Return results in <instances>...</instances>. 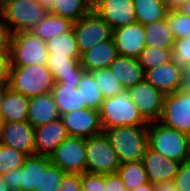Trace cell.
Wrapping results in <instances>:
<instances>
[{"mask_svg": "<svg viewBox=\"0 0 190 191\" xmlns=\"http://www.w3.org/2000/svg\"><path fill=\"white\" fill-rule=\"evenodd\" d=\"M121 163L142 160L148 147V124L126 125L103 131Z\"/></svg>", "mask_w": 190, "mask_h": 191, "instance_id": "1", "label": "cell"}, {"mask_svg": "<svg viewBox=\"0 0 190 191\" xmlns=\"http://www.w3.org/2000/svg\"><path fill=\"white\" fill-rule=\"evenodd\" d=\"M148 147L180 163L190 160V136L159 121L148 124Z\"/></svg>", "mask_w": 190, "mask_h": 191, "instance_id": "2", "label": "cell"}, {"mask_svg": "<svg viewBox=\"0 0 190 191\" xmlns=\"http://www.w3.org/2000/svg\"><path fill=\"white\" fill-rule=\"evenodd\" d=\"M99 115L103 131L119 126L149 124L131 100L128 89H124L118 95L105 98Z\"/></svg>", "mask_w": 190, "mask_h": 191, "instance_id": "3", "label": "cell"}, {"mask_svg": "<svg viewBox=\"0 0 190 191\" xmlns=\"http://www.w3.org/2000/svg\"><path fill=\"white\" fill-rule=\"evenodd\" d=\"M7 81L9 88L28 98L50 93L55 83L46 65L34 64L23 67H9Z\"/></svg>", "mask_w": 190, "mask_h": 191, "instance_id": "4", "label": "cell"}, {"mask_svg": "<svg viewBox=\"0 0 190 191\" xmlns=\"http://www.w3.org/2000/svg\"><path fill=\"white\" fill-rule=\"evenodd\" d=\"M48 54L46 41L32 32L22 31L11 35L9 67L46 65Z\"/></svg>", "mask_w": 190, "mask_h": 191, "instance_id": "5", "label": "cell"}, {"mask_svg": "<svg viewBox=\"0 0 190 191\" xmlns=\"http://www.w3.org/2000/svg\"><path fill=\"white\" fill-rule=\"evenodd\" d=\"M50 164L49 156H27L22 167L3 174L5 183L11 191H40L44 172Z\"/></svg>", "mask_w": 190, "mask_h": 191, "instance_id": "6", "label": "cell"}, {"mask_svg": "<svg viewBox=\"0 0 190 191\" xmlns=\"http://www.w3.org/2000/svg\"><path fill=\"white\" fill-rule=\"evenodd\" d=\"M86 172L91 174H114L120 161L104 132L85 138Z\"/></svg>", "mask_w": 190, "mask_h": 191, "instance_id": "7", "label": "cell"}, {"mask_svg": "<svg viewBox=\"0 0 190 191\" xmlns=\"http://www.w3.org/2000/svg\"><path fill=\"white\" fill-rule=\"evenodd\" d=\"M0 13L11 33L30 31L48 13L38 0H15Z\"/></svg>", "mask_w": 190, "mask_h": 191, "instance_id": "8", "label": "cell"}, {"mask_svg": "<svg viewBox=\"0 0 190 191\" xmlns=\"http://www.w3.org/2000/svg\"><path fill=\"white\" fill-rule=\"evenodd\" d=\"M73 30L80 55L113 35L112 28L93 10L74 22Z\"/></svg>", "mask_w": 190, "mask_h": 191, "instance_id": "9", "label": "cell"}, {"mask_svg": "<svg viewBox=\"0 0 190 191\" xmlns=\"http://www.w3.org/2000/svg\"><path fill=\"white\" fill-rule=\"evenodd\" d=\"M50 160L65 173H85V138L68 136L50 155Z\"/></svg>", "mask_w": 190, "mask_h": 191, "instance_id": "10", "label": "cell"}, {"mask_svg": "<svg viewBox=\"0 0 190 191\" xmlns=\"http://www.w3.org/2000/svg\"><path fill=\"white\" fill-rule=\"evenodd\" d=\"M159 122L190 136V99L182 90L165 95Z\"/></svg>", "mask_w": 190, "mask_h": 191, "instance_id": "11", "label": "cell"}, {"mask_svg": "<svg viewBox=\"0 0 190 191\" xmlns=\"http://www.w3.org/2000/svg\"><path fill=\"white\" fill-rule=\"evenodd\" d=\"M131 100L148 121H159L163 112L165 95L145 79L128 89Z\"/></svg>", "mask_w": 190, "mask_h": 191, "instance_id": "12", "label": "cell"}, {"mask_svg": "<svg viewBox=\"0 0 190 191\" xmlns=\"http://www.w3.org/2000/svg\"><path fill=\"white\" fill-rule=\"evenodd\" d=\"M93 11L112 30L136 22L133 0H93Z\"/></svg>", "mask_w": 190, "mask_h": 191, "instance_id": "13", "label": "cell"}, {"mask_svg": "<svg viewBox=\"0 0 190 191\" xmlns=\"http://www.w3.org/2000/svg\"><path fill=\"white\" fill-rule=\"evenodd\" d=\"M69 136L89 138L103 132L99 110H73L60 115Z\"/></svg>", "mask_w": 190, "mask_h": 191, "instance_id": "14", "label": "cell"}, {"mask_svg": "<svg viewBox=\"0 0 190 191\" xmlns=\"http://www.w3.org/2000/svg\"><path fill=\"white\" fill-rule=\"evenodd\" d=\"M188 76L189 74L178 67L173 60L145 71V80L164 95L181 90Z\"/></svg>", "mask_w": 190, "mask_h": 191, "instance_id": "15", "label": "cell"}, {"mask_svg": "<svg viewBox=\"0 0 190 191\" xmlns=\"http://www.w3.org/2000/svg\"><path fill=\"white\" fill-rule=\"evenodd\" d=\"M34 132L35 128L28 121L5 122L0 144L27 156L35 155Z\"/></svg>", "mask_w": 190, "mask_h": 191, "instance_id": "16", "label": "cell"}, {"mask_svg": "<svg viewBox=\"0 0 190 191\" xmlns=\"http://www.w3.org/2000/svg\"><path fill=\"white\" fill-rule=\"evenodd\" d=\"M112 37L121 56L138 58L146 46L144 25L139 22L114 29Z\"/></svg>", "mask_w": 190, "mask_h": 191, "instance_id": "17", "label": "cell"}, {"mask_svg": "<svg viewBox=\"0 0 190 191\" xmlns=\"http://www.w3.org/2000/svg\"><path fill=\"white\" fill-rule=\"evenodd\" d=\"M148 181L152 184L175 179L180 162L170 160L149 147L142 158Z\"/></svg>", "mask_w": 190, "mask_h": 191, "instance_id": "18", "label": "cell"}, {"mask_svg": "<svg viewBox=\"0 0 190 191\" xmlns=\"http://www.w3.org/2000/svg\"><path fill=\"white\" fill-rule=\"evenodd\" d=\"M69 136L61 118L35 128V155L49 156Z\"/></svg>", "mask_w": 190, "mask_h": 191, "instance_id": "19", "label": "cell"}, {"mask_svg": "<svg viewBox=\"0 0 190 191\" xmlns=\"http://www.w3.org/2000/svg\"><path fill=\"white\" fill-rule=\"evenodd\" d=\"M46 66L52 74L54 82L64 85H78L85 72L80 64V58H66L48 54Z\"/></svg>", "mask_w": 190, "mask_h": 191, "instance_id": "20", "label": "cell"}, {"mask_svg": "<svg viewBox=\"0 0 190 191\" xmlns=\"http://www.w3.org/2000/svg\"><path fill=\"white\" fill-rule=\"evenodd\" d=\"M118 56L113 37L101 42L80 55V64L85 71L109 68Z\"/></svg>", "mask_w": 190, "mask_h": 191, "instance_id": "21", "label": "cell"}, {"mask_svg": "<svg viewBox=\"0 0 190 191\" xmlns=\"http://www.w3.org/2000/svg\"><path fill=\"white\" fill-rule=\"evenodd\" d=\"M58 118H60V114L51 92L30 98L27 121L34 128Z\"/></svg>", "mask_w": 190, "mask_h": 191, "instance_id": "22", "label": "cell"}, {"mask_svg": "<svg viewBox=\"0 0 190 191\" xmlns=\"http://www.w3.org/2000/svg\"><path fill=\"white\" fill-rule=\"evenodd\" d=\"M109 69L124 89H129L145 79V72L138 58L118 55Z\"/></svg>", "mask_w": 190, "mask_h": 191, "instance_id": "23", "label": "cell"}, {"mask_svg": "<svg viewBox=\"0 0 190 191\" xmlns=\"http://www.w3.org/2000/svg\"><path fill=\"white\" fill-rule=\"evenodd\" d=\"M29 100L30 98L22 93L8 88L1 106L0 117L5 122L27 121Z\"/></svg>", "mask_w": 190, "mask_h": 191, "instance_id": "24", "label": "cell"}, {"mask_svg": "<svg viewBox=\"0 0 190 191\" xmlns=\"http://www.w3.org/2000/svg\"><path fill=\"white\" fill-rule=\"evenodd\" d=\"M51 93L60 115L73 110L87 108L86 105H82V97L81 92L78 91V85H64L57 82L54 83Z\"/></svg>", "mask_w": 190, "mask_h": 191, "instance_id": "25", "label": "cell"}, {"mask_svg": "<svg viewBox=\"0 0 190 191\" xmlns=\"http://www.w3.org/2000/svg\"><path fill=\"white\" fill-rule=\"evenodd\" d=\"M73 21L60 15L48 12L44 18L37 23L31 30L34 35L44 41L55 38L73 28Z\"/></svg>", "mask_w": 190, "mask_h": 191, "instance_id": "26", "label": "cell"}, {"mask_svg": "<svg viewBox=\"0 0 190 191\" xmlns=\"http://www.w3.org/2000/svg\"><path fill=\"white\" fill-rule=\"evenodd\" d=\"M136 22L142 25L166 18L169 10L165 0H133Z\"/></svg>", "mask_w": 190, "mask_h": 191, "instance_id": "27", "label": "cell"}, {"mask_svg": "<svg viewBox=\"0 0 190 191\" xmlns=\"http://www.w3.org/2000/svg\"><path fill=\"white\" fill-rule=\"evenodd\" d=\"M92 10L93 0H54L48 12L76 22Z\"/></svg>", "mask_w": 190, "mask_h": 191, "instance_id": "28", "label": "cell"}, {"mask_svg": "<svg viewBox=\"0 0 190 191\" xmlns=\"http://www.w3.org/2000/svg\"><path fill=\"white\" fill-rule=\"evenodd\" d=\"M146 46L173 50L175 38L171 34L166 18L144 25Z\"/></svg>", "mask_w": 190, "mask_h": 191, "instance_id": "29", "label": "cell"}, {"mask_svg": "<svg viewBox=\"0 0 190 191\" xmlns=\"http://www.w3.org/2000/svg\"><path fill=\"white\" fill-rule=\"evenodd\" d=\"M46 47L48 53L53 54V56L80 58L73 28L66 33L46 41Z\"/></svg>", "mask_w": 190, "mask_h": 191, "instance_id": "30", "label": "cell"}, {"mask_svg": "<svg viewBox=\"0 0 190 191\" xmlns=\"http://www.w3.org/2000/svg\"><path fill=\"white\" fill-rule=\"evenodd\" d=\"M117 173L121 177L127 191H132L138 186L149 182L142 160L121 163Z\"/></svg>", "mask_w": 190, "mask_h": 191, "instance_id": "31", "label": "cell"}, {"mask_svg": "<svg viewBox=\"0 0 190 191\" xmlns=\"http://www.w3.org/2000/svg\"><path fill=\"white\" fill-rule=\"evenodd\" d=\"M78 91L81 92L82 105H86L90 109L100 110L104 98L91 72L85 71L82 74Z\"/></svg>", "mask_w": 190, "mask_h": 191, "instance_id": "32", "label": "cell"}, {"mask_svg": "<svg viewBox=\"0 0 190 191\" xmlns=\"http://www.w3.org/2000/svg\"><path fill=\"white\" fill-rule=\"evenodd\" d=\"M91 73L104 99L118 95L124 90L123 85L109 68L97 69L91 71Z\"/></svg>", "mask_w": 190, "mask_h": 191, "instance_id": "33", "label": "cell"}, {"mask_svg": "<svg viewBox=\"0 0 190 191\" xmlns=\"http://www.w3.org/2000/svg\"><path fill=\"white\" fill-rule=\"evenodd\" d=\"M172 58V50L145 46L138 57V61L145 72L171 61Z\"/></svg>", "mask_w": 190, "mask_h": 191, "instance_id": "34", "label": "cell"}, {"mask_svg": "<svg viewBox=\"0 0 190 191\" xmlns=\"http://www.w3.org/2000/svg\"><path fill=\"white\" fill-rule=\"evenodd\" d=\"M166 23L175 40L190 37V16L178 9H169L166 14Z\"/></svg>", "mask_w": 190, "mask_h": 191, "instance_id": "35", "label": "cell"}, {"mask_svg": "<svg viewBox=\"0 0 190 191\" xmlns=\"http://www.w3.org/2000/svg\"><path fill=\"white\" fill-rule=\"evenodd\" d=\"M27 155L12 147L0 144V175L23 166Z\"/></svg>", "mask_w": 190, "mask_h": 191, "instance_id": "36", "label": "cell"}, {"mask_svg": "<svg viewBox=\"0 0 190 191\" xmlns=\"http://www.w3.org/2000/svg\"><path fill=\"white\" fill-rule=\"evenodd\" d=\"M172 56L173 62L190 75V37L175 40Z\"/></svg>", "mask_w": 190, "mask_h": 191, "instance_id": "37", "label": "cell"}, {"mask_svg": "<svg viewBox=\"0 0 190 191\" xmlns=\"http://www.w3.org/2000/svg\"><path fill=\"white\" fill-rule=\"evenodd\" d=\"M65 172L51 163L44 172L43 186L40 191H58Z\"/></svg>", "mask_w": 190, "mask_h": 191, "instance_id": "38", "label": "cell"}, {"mask_svg": "<svg viewBox=\"0 0 190 191\" xmlns=\"http://www.w3.org/2000/svg\"><path fill=\"white\" fill-rule=\"evenodd\" d=\"M105 174H81L82 191H104Z\"/></svg>", "mask_w": 190, "mask_h": 191, "instance_id": "39", "label": "cell"}, {"mask_svg": "<svg viewBox=\"0 0 190 191\" xmlns=\"http://www.w3.org/2000/svg\"><path fill=\"white\" fill-rule=\"evenodd\" d=\"M173 181L178 191H190V160L181 163Z\"/></svg>", "mask_w": 190, "mask_h": 191, "instance_id": "40", "label": "cell"}, {"mask_svg": "<svg viewBox=\"0 0 190 191\" xmlns=\"http://www.w3.org/2000/svg\"><path fill=\"white\" fill-rule=\"evenodd\" d=\"M58 191H82L81 174L65 173Z\"/></svg>", "mask_w": 190, "mask_h": 191, "instance_id": "41", "label": "cell"}, {"mask_svg": "<svg viewBox=\"0 0 190 191\" xmlns=\"http://www.w3.org/2000/svg\"><path fill=\"white\" fill-rule=\"evenodd\" d=\"M104 191H127V190L118 173H114V174H105Z\"/></svg>", "mask_w": 190, "mask_h": 191, "instance_id": "42", "label": "cell"}, {"mask_svg": "<svg viewBox=\"0 0 190 191\" xmlns=\"http://www.w3.org/2000/svg\"><path fill=\"white\" fill-rule=\"evenodd\" d=\"M11 35V31L0 13V50L10 49Z\"/></svg>", "mask_w": 190, "mask_h": 191, "instance_id": "43", "label": "cell"}, {"mask_svg": "<svg viewBox=\"0 0 190 191\" xmlns=\"http://www.w3.org/2000/svg\"><path fill=\"white\" fill-rule=\"evenodd\" d=\"M9 50H0V81L8 79Z\"/></svg>", "mask_w": 190, "mask_h": 191, "instance_id": "44", "label": "cell"}, {"mask_svg": "<svg viewBox=\"0 0 190 191\" xmlns=\"http://www.w3.org/2000/svg\"><path fill=\"white\" fill-rule=\"evenodd\" d=\"M154 191H178L174 181L154 183Z\"/></svg>", "mask_w": 190, "mask_h": 191, "instance_id": "45", "label": "cell"}, {"mask_svg": "<svg viewBox=\"0 0 190 191\" xmlns=\"http://www.w3.org/2000/svg\"><path fill=\"white\" fill-rule=\"evenodd\" d=\"M8 88H9V83L7 80L0 81V110Z\"/></svg>", "mask_w": 190, "mask_h": 191, "instance_id": "46", "label": "cell"}, {"mask_svg": "<svg viewBox=\"0 0 190 191\" xmlns=\"http://www.w3.org/2000/svg\"><path fill=\"white\" fill-rule=\"evenodd\" d=\"M169 9L179 8L186 0H165Z\"/></svg>", "mask_w": 190, "mask_h": 191, "instance_id": "47", "label": "cell"}, {"mask_svg": "<svg viewBox=\"0 0 190 191\" xmlns=\"http://www.w3.org/2000/svg\"><path fill=\"white\" fill-rule=\"evenodd\" d=\"M180 12L185 15L190 16V0H186L179 8H177Z\"/></svg>", "mask_w": 190, "mask_h": 191, "instance_id": "48", "label": "cell"}, {"mask_svg": "<svg viewBox=\"0 0 190 191\" xmlns=\"http://www.w3.org/2000/svg\"><path fill=\"white\" fill-rule=\"evenodd\" d=\"M181 90L190 99V75L185 80L184 85L181 87Z\"/></svg>", "mask_w": 190, "mask_h": 191, "instance_id": "49", "label": "cell"}, {"mask_svg": "<svg viewBox=\"0 0 190 191\" xmlns=\"http://www.w3.org/2000/svg\"><path fill=\"white\" fill-rule=\"evenodd\" d=\"M132 191H154V185L151 182H148L142 186H138Z\"/></svg>", "mask_w": 190, "mask_h": 191, "instance_id": "50", "label": "cell"}, {"mask_svg": "<svg viewBox=\"0 0 190 191\" xmlns=\"http://www.w3.org/2000/svg\"><path fill=\"white\" fill-rule=\"evenodd\" d=\"M39 3L46 9L50 10L54 0H38Z\"/></svg>", "mask_w": 190, "mask_h": 191, "instance_id": "51", "label": "cell"}, {"mask_svg": "<svg viewBox=\"0 0 190 191\" xmlns=\"http://www.w3.org/2000/svg\"><path fill=\"white\" fill-rule=\"evenodd\" d=\"M0 191H11L5 183V178L3 175H0Z\"/></svg>", "mask_w": 190, "mask_h": 191, "instance_id": "52", "label": "cell"}, {"mask_svg": "<svg viewBox=\"0 0 190 191\" xmlns=\"http://www.w3.org/2000/svg\"><path fill=\"white\" fill-rule=\"evenodd\" d=\"M15 0H0V11L7 6L9 3L13 2Z\"/></svg>", "mask_w": 190, "mask_h": 191, "instance_id": "53", "label": "cell"}, {"mask_svg": "<svg viewBox=\"0 0 190 191\" xmlns=\"http://www.w3.org/2000/svg\"><path fill=\"white\" fill-rule=\"evenodd\" d=\"M4 123H5V121L0 117V143H1Z\"/></svg>", "mask_w": 190, "mask_h": 191, "instance_id": "54", "label": "cell"}]
</instances>
